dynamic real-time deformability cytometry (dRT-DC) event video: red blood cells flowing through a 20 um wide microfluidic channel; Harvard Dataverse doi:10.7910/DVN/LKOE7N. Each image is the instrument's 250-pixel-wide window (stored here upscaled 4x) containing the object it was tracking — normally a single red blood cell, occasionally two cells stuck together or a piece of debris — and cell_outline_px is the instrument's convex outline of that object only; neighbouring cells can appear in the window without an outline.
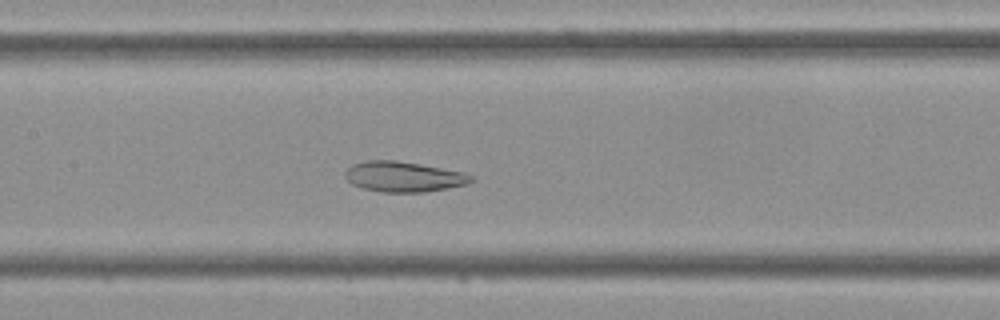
{"species": "Egyptian fruit bat (a non-hibernating species)", "species_latin": "Rousettus aegyptiacus", "temperature_condition": "cold", "stored_images_in_passage": 44, "camera_frame_rate_fps": 3000, "um_per_image_px": 0.085, "frame": {"image": 1, "passage_image": 20, "time_ms": 6.333, "image_size_px": [1000, 320], "cell_outline_px": [[476, 180], [468, 184], [448, 188], [424, 192], [380, 192], [364, 188], [352, 184], [344, 176], [344, 172], [352, 164], [364, 160], [396, 160], [420, 164], [464, 172], [472, 176]], "centroid_in_image_um": [34.31, 15.01], "position_along_channel_um": 173.1, "area_um2": 22.43}}
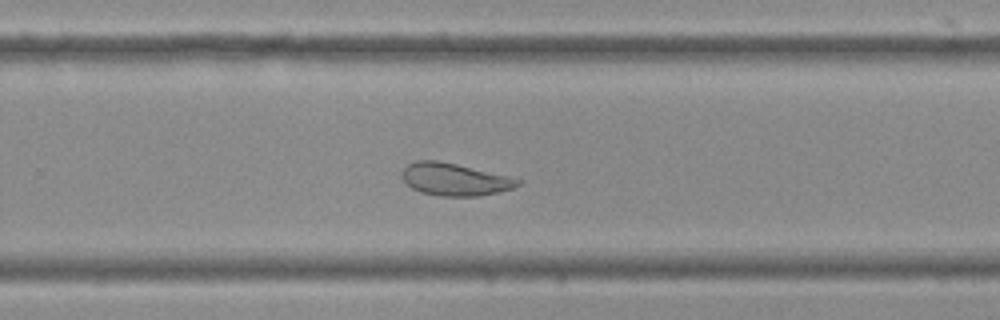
{"frame": {"image": 2, "passage_image": 28, "time_ms": 9.0, "image_size_px": [1000, 320], "cell_outline_px": [[524, 180], [520, 184], [512, 188], [500, 192], [480, 196], [440, 196], [420, 192], [412, 188], [400, 176], [400, 172], [408, 164], [416, 160], [436, 160], [456, 164], [508, 176]], "centroid_in_image_um": [38.64, 15.25], "position_along_channel_um": 291.2, "area_um2": 21.91}}
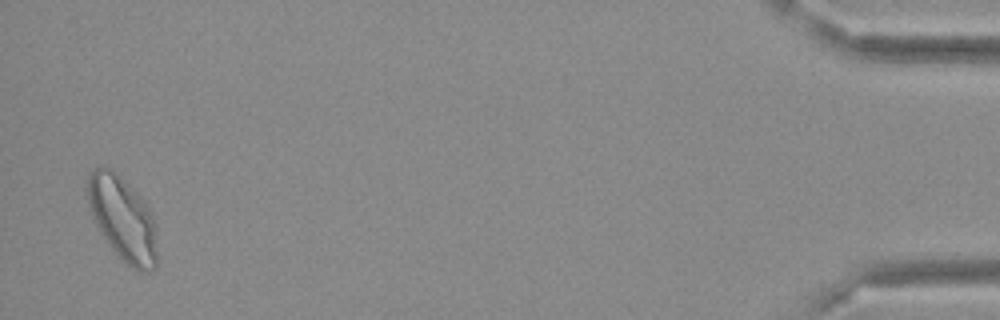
{"frame": {"image": 3, "passage_image": 43, "time_ms": 14.0, "image_size_px": [1000, 320], "cell_outline_px": [[156, 268], [152, 272], [140, 272], [132, 268], [112, 248], [96, 224], [92, 216], [88, 204], [84, 188], [84, 184], [88, 172], [92, 168], [112, 168], [140, 196], [152, 212], [156, 228]], "centroid_in_image_um": [10.4, 18.55], "position_along_channel_um": 424.8, "area_um2": 34.45}}